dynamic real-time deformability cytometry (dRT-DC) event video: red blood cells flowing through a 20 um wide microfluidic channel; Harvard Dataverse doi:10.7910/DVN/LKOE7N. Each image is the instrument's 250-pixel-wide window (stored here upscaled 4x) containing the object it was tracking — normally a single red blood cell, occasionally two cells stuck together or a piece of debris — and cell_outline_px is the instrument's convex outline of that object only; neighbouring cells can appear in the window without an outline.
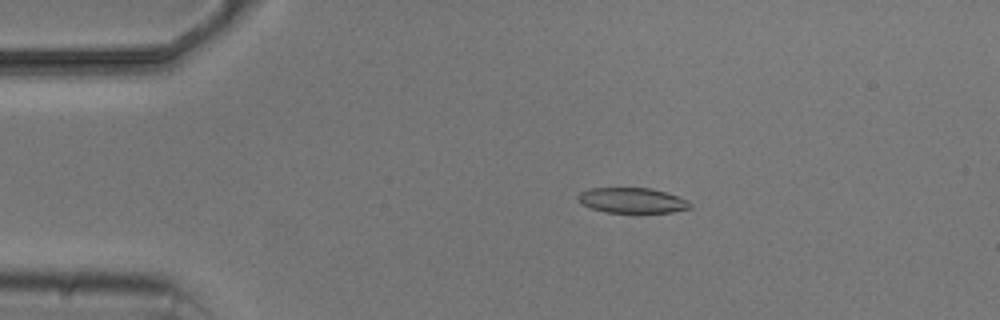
{"species": "common noctule bat (a hibernating species)", "species_latin": "Nyctalus noctula", "temperature_condition": "cold", "stored_images_in_passage": 4, "camera_frame_rate_fps": 3000, "um_per_image_px": 0.085, "animal": {"sex": "male", "body_mass_g": 20.5, "forearm_length_mm": 52.5}, "frame": {"image": 1, "passage_image": 3, "time_ms": 2.333, "image_size_px": [1000, 320], "cell_outline_px": [[692, 208], [672, 212], [604, 212], [592, 208], [584, 204], [576, 196], [580, 192], [588, 188], [648, 188], [664, 192], [688, 200], [692, 204]], "centroid_in_image_um": [53.74, 17.03], "position_along_channel_um": 31.3, "area_um2": 16.3}}